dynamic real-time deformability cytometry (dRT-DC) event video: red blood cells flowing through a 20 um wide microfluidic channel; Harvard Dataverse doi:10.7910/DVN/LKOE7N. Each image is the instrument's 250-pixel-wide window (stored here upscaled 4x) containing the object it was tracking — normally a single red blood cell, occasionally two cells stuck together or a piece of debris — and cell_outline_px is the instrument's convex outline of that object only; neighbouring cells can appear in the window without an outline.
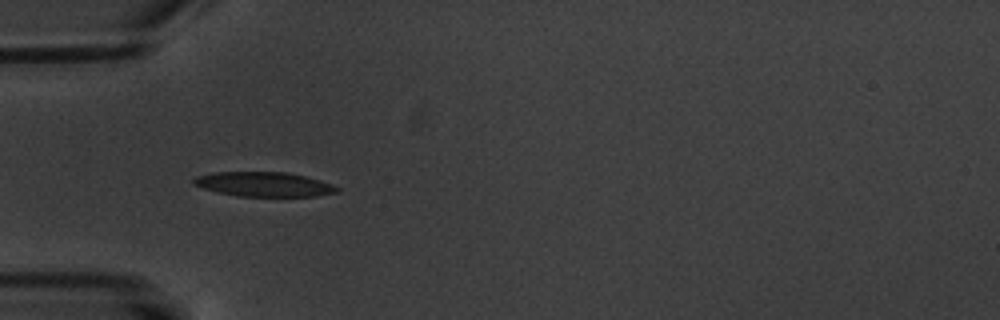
{"species": "common noctule bat (a hibernating species)", "species_latin": "Nyctalus noctula", "temperature_condition": "warm", "stored_images_in_passage": 7, "camera_frame_rate_fps": 3000, "um_per_image_px": 0.085, "animal": {"sex": "male", "body_mass_g": 20.1, "forearm_length_mm": 53.5}, "frame": {"image": 1, "passage_image": 5, "time_ms": 4.667, "image_size_px": [1000, 320], "cell_outline_px": [[340, 192], [316, 196], [236, 196], [216, 192], [192, 184], [192, 180], [196, 176], [216, 172], [284, 172], [304, 176], [320, 180], [332, 184], [340, 188]], "centroid_in_image_um": [22.44, 15.67], "position_along_channel_um": 62.6, "area_um2": 20.52}}